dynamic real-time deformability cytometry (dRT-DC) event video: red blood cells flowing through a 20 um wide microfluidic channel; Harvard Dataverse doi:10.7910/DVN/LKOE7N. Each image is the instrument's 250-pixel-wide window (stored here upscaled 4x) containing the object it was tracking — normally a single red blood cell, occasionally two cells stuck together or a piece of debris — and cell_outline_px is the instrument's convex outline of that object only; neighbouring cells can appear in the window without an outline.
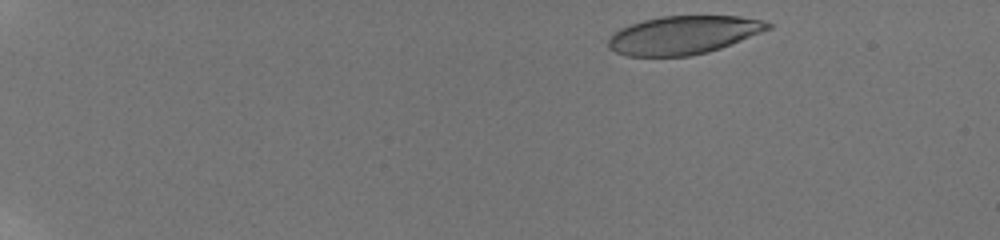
{"species": "human", "species_latin": "Homo sapiens", "temperature_condition": "room temperature", "stored_images_in_passage": 26, "camera_frame_rate_fps": 3000, "um_per_image_px": 0.085, "donor": {"sex": "male"}, "frame": {"image": 1, "passage_image": 2, "time_ms": 0.333, "image_size_px": [1000, 240], "cell_outline_px": [[772, 28], [720, 48], [708, 52], [688, 56], [628, 56], [616, 52], [608, 48], [608, 40], [612, 32], [620, 28], [644, 20], [660, 16], [740, 16], [764, 20], [772, 24]], "centroid_in_image_um": [58.08, 2.97], "position_along_channel_um": 26.9, "area_um2": 35.6}}
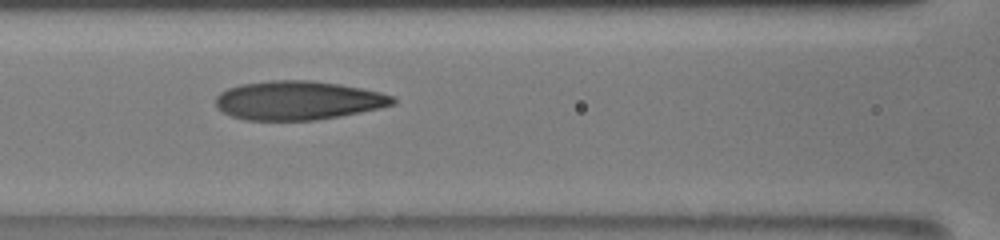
{"frame": {"image": 2, "passage_image": 17, "time_ms": 7.0, "image_size_px": [1000, 240], "cell_outline_px": [[396, 104], [380, 108], [340, 116], [316, 120], [244, 120], [232, 116], [224, 112], [216, 104], [216, 96], [220, 92], [228, 88], [240, 84], [272, 80], [312, 80], [340, 84], [380, 92], [396, 96]], "centroid_in_image_um": [25.37, 8.53], "position_along_channel_um": 141.2, "area_um2": 40.23}}
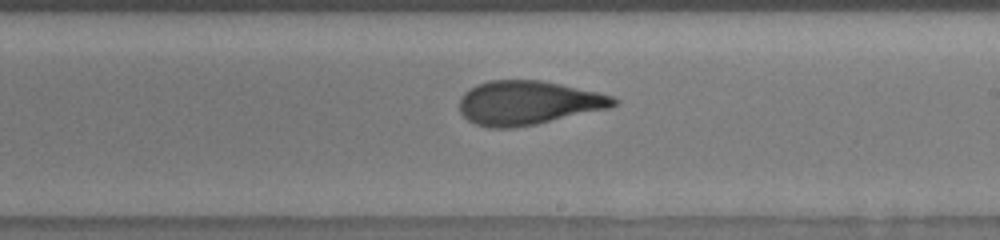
{"frame": {"image": 3, "passage_image": 25, "time_ms": 9.667, "image_size_px": [1000, 240], "cell_outline_px": [[620, 100], [616, 104], [608, 108], [536, 124], [512, 128], [488, 128], [476, 124], [468, 120], [460, 112], [460, 96], [464, 92], [476, 84], [488, 80], [540, 80], [560, 84], [596, 92], [612, 96]], "centroid_in_image_um": [44.84, 8.74], "position_along_channel_um": 244.2, "area_um2": 39.36}}